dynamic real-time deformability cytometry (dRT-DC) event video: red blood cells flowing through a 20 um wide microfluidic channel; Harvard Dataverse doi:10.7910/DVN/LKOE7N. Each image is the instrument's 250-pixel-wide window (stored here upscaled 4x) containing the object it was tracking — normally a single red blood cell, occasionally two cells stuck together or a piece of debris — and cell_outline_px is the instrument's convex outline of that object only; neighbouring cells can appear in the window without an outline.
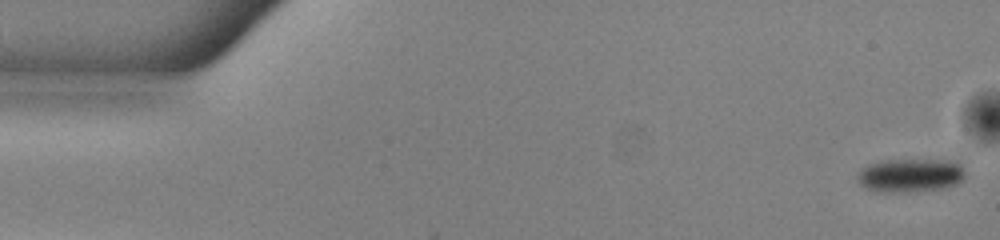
{"species": "common noctule bat (a hibernating species)", "species_latin": "Nyctalus noctula", "temperature_condition": "warm", "stored_images_in_passage": 48, "camera_frame_rate_fps": 3000, "um_per_image_px": 0.085, "animal": {"sex": "male", "body_mass_g": 13.0, "forearm_length_mm": 53.1}, "frame": {"image": 1, "passage_image": 1, "time_ms": 0.0, "image_size_px": [1000, 240], "cell_outline_px": [[964, 176], [956, 184], [944, 188], [908, 192], [872, 192], [864, 188], [860, 184], [856, 176], [868, 164], [884, 160], [960, 160], [964, 172]], "centroid_in_image_um": [77.37, 14.9], "position_along_channel_um": 7.6, "area_um2": 21.33}}
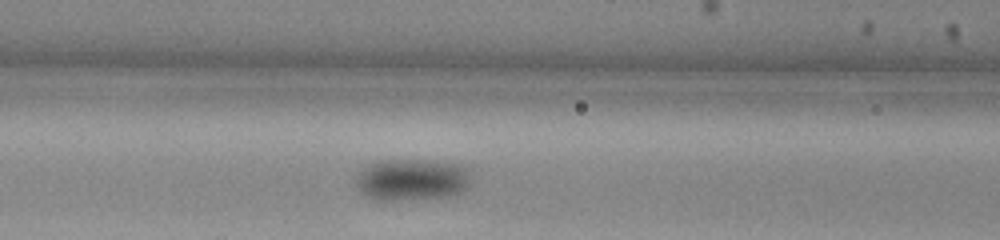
{"frame": {"image": 2, "passage_image": 21, "time_ms": 6.667, "image_size_px": [1000, 240], "cell_outline_px": [[468, 188], [460, 192], [448, 196], [396, 200], [376, 200], [360, 192], [356, 180], [360, 172], [368, 164], [380, 160], [424, 160], [464, 164], [468, 172]], "centroid_in_image_um": [35.01, 15.26], "position_along_channel_um": 131.6, "area_um2": 27.74}}
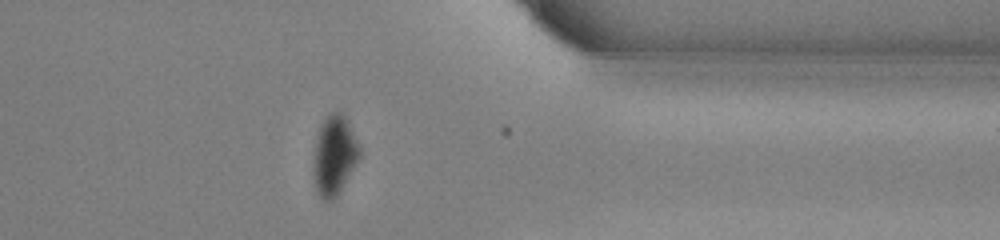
{"frame": {"image": 3, "passage_image": 41, "time_ms": 13.333, "image_size_px": [1000, 240], "cell_outline_px": [[360, 156], [336, 196], [332, 200], [324, 200], [316, 192], [312, 176], [312, 156], [320, 124], [328, 112], [340, 112], [344, 116], [360, 148]], "centroid_in_image_um": [28.35, 13.2], "position_along_channel_um": 383.1, "area_um2": 21.27}, "authors_computed_cell_mechanics": {"area_um2": 24.5361, "velocity_mm_per_s": 3.9819, "shape_relaxation_time_tau1_ms": 7.4749, "shape_relaxation_time_tau2_ms": null, "deformation_change_tau1": 0.1338, "deformation_change_tau2": null}}